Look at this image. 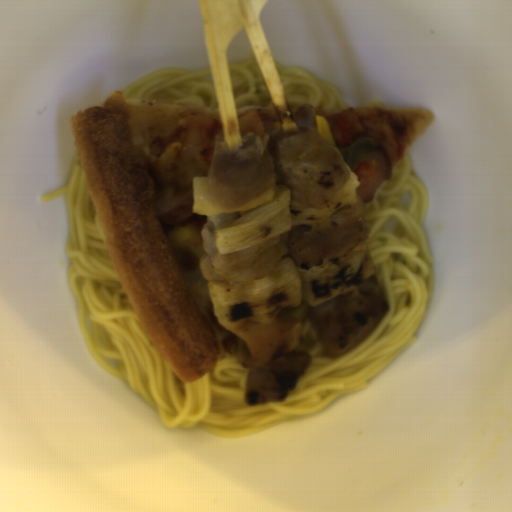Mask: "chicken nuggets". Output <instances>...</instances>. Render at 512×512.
<instances>
[{
  "instance_id": "obj_1",
  "label": "chicken nuggets",
  "mask_w": 512,
  "mask_h": 512,
  "mask_svg": "<svg viewBox=\"0 0 512 512\" xmlns=\"http://www.w3.org/2000/svg\"><path fill=\"white\" fill-rule=\"evenodd\" d=\"M341 155L318 130L314 108L302 105L294 128L247 133L229 149L221 136L213 144L207 176L192 180L193 211L201 214L249 210L274 201L279 185L304 208L322 209L349 182Z\"/></svg>"
},
{
  "instance_id": "obj_2",
  "label": "chicken nuggets",
  "mask_w": 512,
  "mask_h": 512,
  "mask_svg": "<svg viewBox=\"0 0 512 512\" xmlns=\"http://www.w3.org/2000/svg\"><path fill=\"white\" fill-rule=\"evenodd\" d=\"M357 200L336 211L322 222L294 226L240 250L221 254L215 234L208 223L200 232L205 254L198 265L201 276L208 281L228 284L263 279L288 258L297 267L311 270L326 261L343 257L359 243L368 240L372 225L364 215L365 203Z\"/></svg>"
},
{
  "instance_id": "obj_3",
  "label": "chicken nuggets",
  "mask_w": 512,
  "mask_h": 512,
  "mask_svg": "<svg viewBox=\"0 0 512 512\" xmlns=\"http://www.w3.org/2000/svg\"><path fill=\"white\" fill-rule=\"evenodd\" d=\"M226 330L236 334L237 358L248 371L246 404L283 402L313 362L307 351L295 350L302 326L284 310L269 322Z\"/></svg>"
},
{
  "instance_id": "obj_4",
  "label": "chicken nuggets",
  "mask_w": 512,
  "mask_h": 512,
  "mask_svg": "<svg viewBox=\"0 0 512 512\" xmlns=\"http://www.w3.org/2000/svg\"><path fill=\"white\" fill-rule=\"evenodd\" d=\"M389 311L375 275L362 285L321 305L306 303V316L316 327L329 358L348 353L371 334Z\"/></svg>"
}]
</instances>
